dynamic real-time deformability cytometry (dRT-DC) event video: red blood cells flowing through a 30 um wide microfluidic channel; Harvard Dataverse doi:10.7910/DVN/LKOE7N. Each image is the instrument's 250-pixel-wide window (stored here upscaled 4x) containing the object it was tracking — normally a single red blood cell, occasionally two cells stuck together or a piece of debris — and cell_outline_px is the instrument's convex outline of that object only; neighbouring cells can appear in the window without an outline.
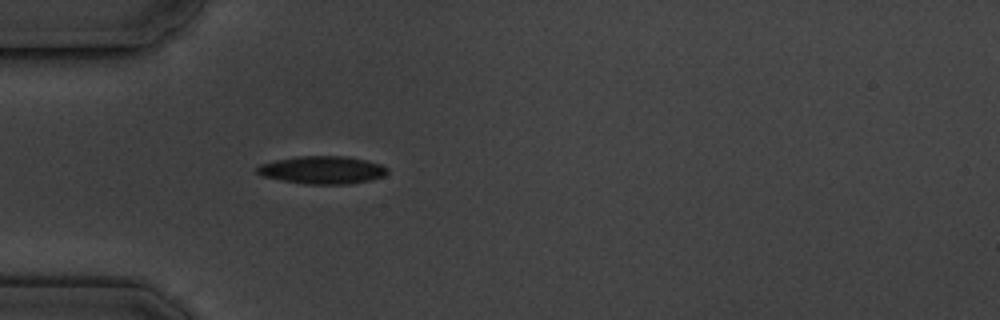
{"species": "common noctule bat (a hibernating species)", "species_latin": "Nyctalus noctula", "temperature_condition": "cold", "stored_images_in_passage": 1, "camera_frame_rate_fps": 3000, "um_per_image_px": 0.085, "animal": {"sex": "male", "body_mass_g": 19.5, "forearm_length_mm": 54.6}, "frame": {"image": 1, "passage_image": 1, "time_ms": 0.0, "image_size_px": [1000, 320], "cell_outline_px": [[388, 172], [384, 176], [368, 180], [348, 184], [308, 184], [284, 180], [264, 176], [256, 172], [256, 168], [260, 164], [276, 160], [296, 156], [348, 156], [380, 164], [388, 168]], "centroid_in_image_um": [27.41, 14.44], "position_along_channel_um": 57.6, "area_um2": 20.87}}